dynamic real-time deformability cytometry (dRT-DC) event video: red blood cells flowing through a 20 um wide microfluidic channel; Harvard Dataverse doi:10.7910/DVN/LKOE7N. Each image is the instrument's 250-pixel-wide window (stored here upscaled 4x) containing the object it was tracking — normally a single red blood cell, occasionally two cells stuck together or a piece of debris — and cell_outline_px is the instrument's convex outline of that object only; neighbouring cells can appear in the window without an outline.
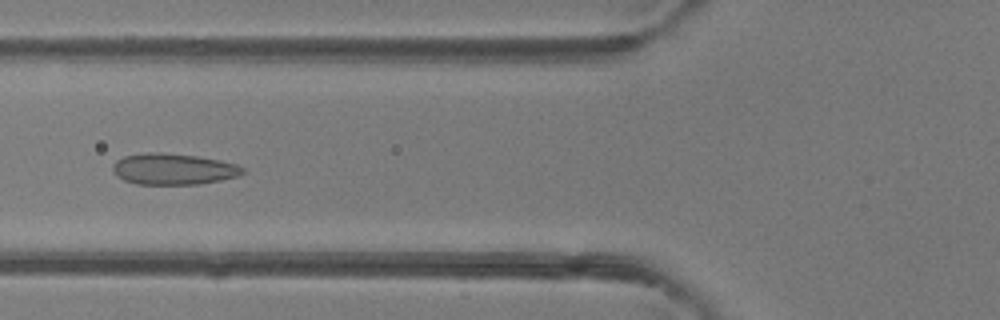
{"species": "common noctule bat (a hibernating species)", "species_latin": "Nyctalus noctula", "temperature_condition": "room temperature", "stored_images_in_passage": 49, "camera_frame_rate_fps": 3000, "um_per_image_px": 0.085, "animal": {"sex": "female"}, "frame": {"image": 1, "passage_image": 19, "time_ms": 6.0, "image_size_px": [1000, 320], "cell_outline_px": [[244, 172], [236, 176], [220, 180], [196, 184], [136, 184], [124, 180], [116, 176], [112, 172], [112, 164], [116, 160], [124, 156], [148, 152], [160, 152], [196, 156], [220, 160], [236, 164], [244, 168]], "centroid_in_image_um": [14.68, 14.36], "position_along_channel_um": 111.1, "area_um2": 23.58}}
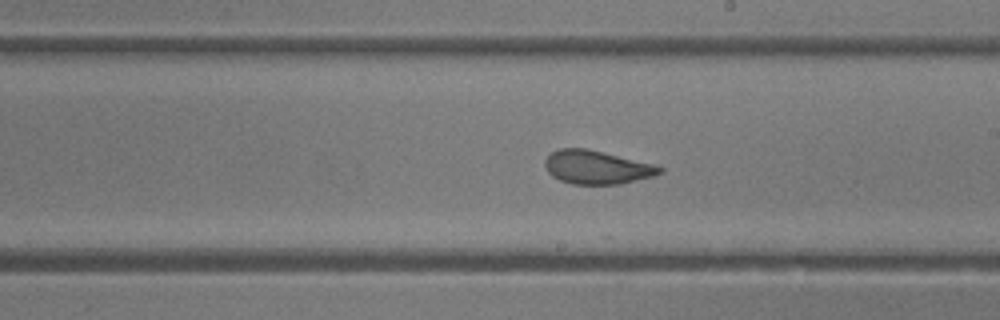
{"frame": {"image": 2, "passage_image": 28, "time_ms": 9.0, "image_size_px": [1000, 320], "cell_outline_px": [[664, 172], [652, 176], [620, 184], [572, 184], [560, 180], [552, 176], [548, 172], [544, 164], [544, 160], [552, 152], [560, 148], [584, 148], [652, 164], [664, 168]], "centroid_in_image_um": [50.69, 14.23], "position_along_channel_um": 238.3, "area_um2": 22.08}}
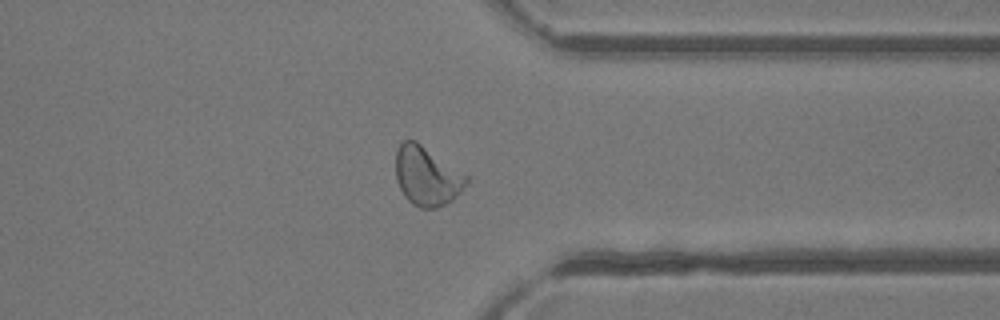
{"frame": {"image": 3, "passage_image": 38, "time_ms": 12.333, "image_size_px": [1000, 320], "cell_outline_px": [[468, 184], [452, 200], [436, 208], [420, 208], [412, 204], [404, 196], [396, 180], [396, 148], [404, 140], [416, 140], [468, 176]], "centroid_in_image_um": [36.27, 14.96], "position_along_channel_um": 375.1, "area_um2": 24.33}, "authors_computed_cell_mechanics": {"area_um2": 24.1026, "velocity_mm_per_s": 4.2389, "shape_relaxation_time_tau1_ms": 4.9312, "shape_relaxation_time_tau2_ms": 0.7574, "deformation_change_tau1": 0.1533, "deformation_change_tau2": 0.0752}}